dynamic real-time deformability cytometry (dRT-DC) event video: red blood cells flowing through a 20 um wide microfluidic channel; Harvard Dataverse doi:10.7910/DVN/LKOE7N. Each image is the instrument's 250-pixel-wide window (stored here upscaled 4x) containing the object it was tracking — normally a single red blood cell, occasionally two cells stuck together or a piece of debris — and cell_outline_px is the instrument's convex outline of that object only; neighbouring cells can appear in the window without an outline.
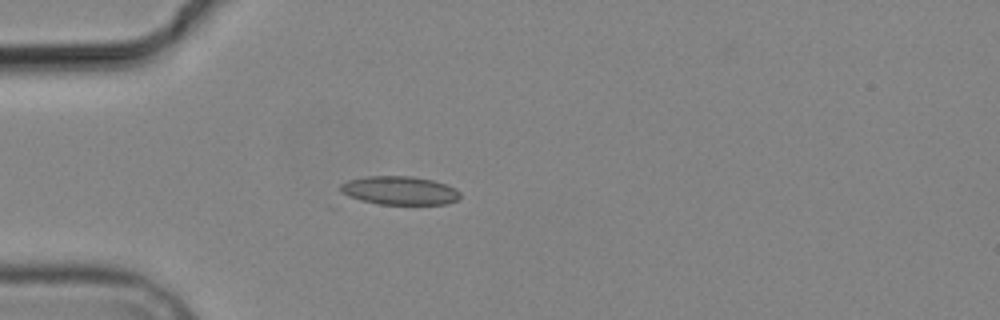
{"species": "common noctule bat (a hibernating species)", "species_latin": "Nyctalus noctula", "temperature_condition": "cold", "stored_images_in_passage": 4, "camera_frame_rate_fps": 3000, "um_per_image_px": 0.085, "animal": {"sex": "male", "body_mass_g": 19.2, "forearm_length_mm": 51.8}, "frame": {"image": 1, "passage_image": 4, "time_ms": 4.333, "image_size_px": [1000, 320], "cell_outline_px": [[460, 196], [456, 200], [444, 204], [380, 204], [360, 200], [348, 196], [340, 192], [340, 184], [348, 180], [368, 176], [412, 176], [432, 180], [456, 188], [460, 192]], "centroid_in_image_um": [33.94, 16.19], "position_along_channel_um": 51.1, "area_um2": 19.83}}